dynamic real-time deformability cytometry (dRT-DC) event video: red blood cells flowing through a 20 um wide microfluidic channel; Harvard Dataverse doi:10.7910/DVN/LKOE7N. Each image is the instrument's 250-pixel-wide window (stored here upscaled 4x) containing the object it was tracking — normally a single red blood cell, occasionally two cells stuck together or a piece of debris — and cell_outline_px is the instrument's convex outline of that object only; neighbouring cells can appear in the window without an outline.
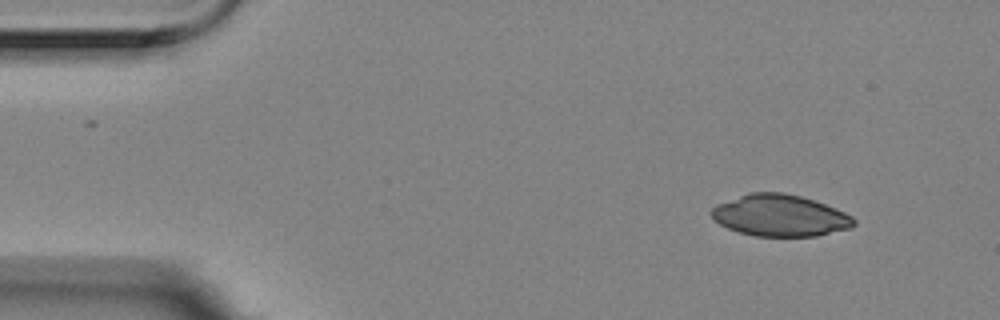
{"species": "Egyptian fruit bat (a non-hibernating species)", "species_latin": "Rousettus aegyptiacus", "temperature_condition": "room temperature", "stored_images_in_passage": 3, "camera_frame_rate_fps": 3000, "um_per_image_px": 0.085, "animal": {"sex": "female"}, "frame": {"image": 1, "passage_image": 1, "time_ms": 0.0, "image_size_px": [1000, 320], "cell_outline_px": [[856, 224], [852, 228], [816, 236], [756, 236], [740, 232], [728, 228], [720, 224], [708, 212], [716, 204], [748, 192], [784, 192], [800, 196], [824, 204], [844, 212], [852, 216], [856, 220]], "centroid_in_image_um": [66.29, 18.31], "position_along_channel_um": 18.7, "area_um2": 34.56}}